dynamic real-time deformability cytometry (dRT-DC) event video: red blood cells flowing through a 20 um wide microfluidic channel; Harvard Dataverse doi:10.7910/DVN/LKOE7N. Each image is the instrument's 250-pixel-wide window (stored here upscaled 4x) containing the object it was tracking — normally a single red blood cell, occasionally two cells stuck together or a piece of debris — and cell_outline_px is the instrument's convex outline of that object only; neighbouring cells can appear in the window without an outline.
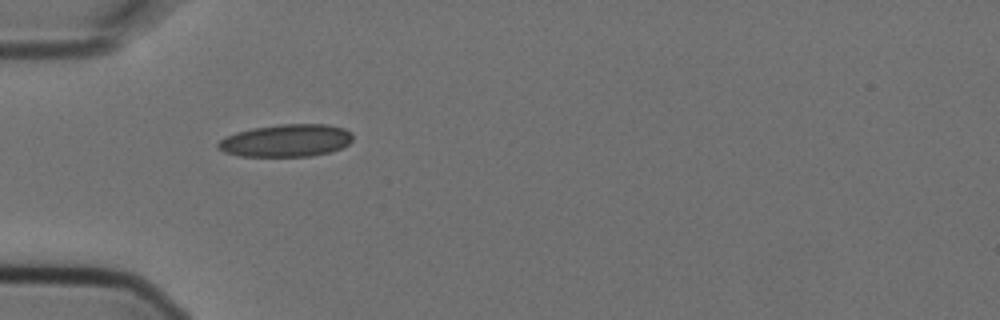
{"species": "Egyptian fruit bat (a non-hibernating species)", "species_latin": "Rousettus aegyptiacus", "temperature_condition": "cold", "stored_images_in_passage": 5, "camera_frame_rate_fps": 3000, "um_per_image_px": 0.085, "animal": {"sex": "female"}, "frame": {"image": 1, "passage_image": 4, "time_ms": 1.0, "image_size_px": [1000, 320], "cell_outline_px": [[352, 140], [348, 144], [332, 152], [312, 156], [240, 156], [224, 152], [216, 148], [216, 144], [224, 136], [236, 132], [252, 128], [280, 124], [324, 124], [344, 128], [352, 132]], "centroid_in_image_um": [24.3, 11.95], "position_along_channel_um": 60.7, "area_um2": 25.72}}
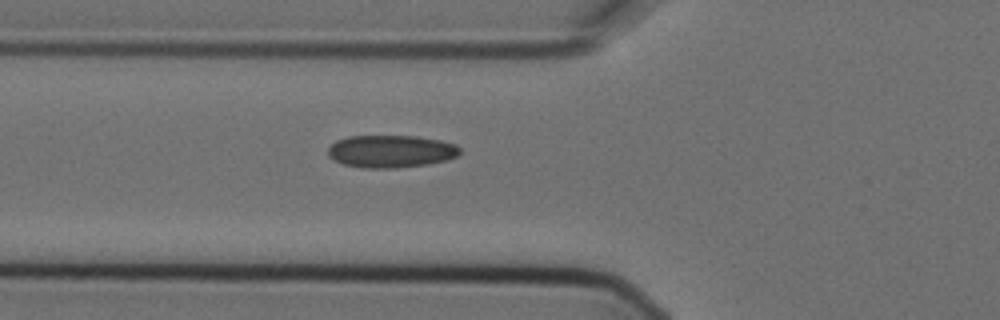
{"frame": {"image": 2, "passage_image": 5, "time_ms": 1.333, "image_size_px": [1000, 320], "cell_outline_px": [[460, 152], [456, 156], [448, 160], [428, 164], [392, 168], [364, 168], [344, 164], [332, 160], [328, 156], [328, 148], [336, 140], [348, 136], [416, 136], [440, 140], [456, 144], [460, 148]], "centroid_in_image_um": [33.22, 12.86], "position_along_channel_um": 92.6, "area_um2": 25.09}}